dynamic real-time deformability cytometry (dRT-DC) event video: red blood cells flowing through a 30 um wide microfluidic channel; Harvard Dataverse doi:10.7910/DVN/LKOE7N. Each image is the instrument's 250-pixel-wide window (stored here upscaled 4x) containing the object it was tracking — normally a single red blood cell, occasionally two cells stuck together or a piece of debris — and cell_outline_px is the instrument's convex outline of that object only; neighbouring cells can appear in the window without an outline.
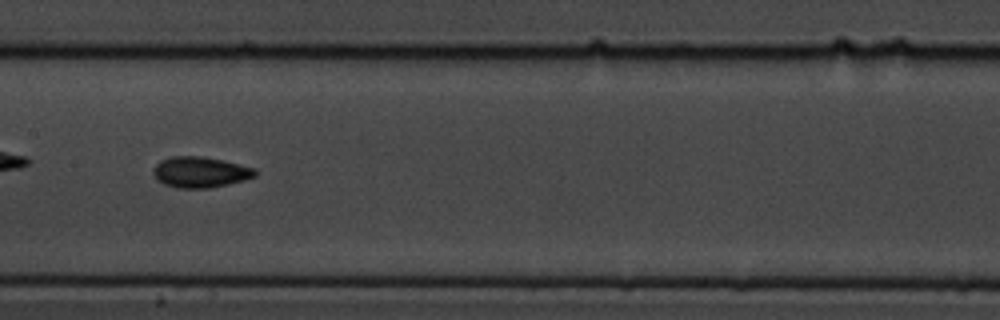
{"species": "common noctule bat (a hibernating species)", "species_latin": "Nyctalus noctula", "temperature_condition": "cold", "stored_images_in_passage": 38, "camera_frame_rate_fps": 3000, "um_per_image_px": 0.085, "animal": {"sex": "male", "body_mass_g": 19.5, "forearm_length_mm": 54.6}, "frame": {"image": 1, "passage_image": 12, "time_ms": 3.667, "image_size_px": [1000, 320], "cell_outline_px": [[256, 176], [244, 180], [228, 184], [208, 188], [176, 188], [164, 184], [152, 172], [152, 168], [160, 160], [172, 156], [200, 156], [220, 160], [256, 168]], "centroid_in_image_um": [17.01, 14.63], "position_along_channel_um": 190.4, "area_um2": 18.15}}
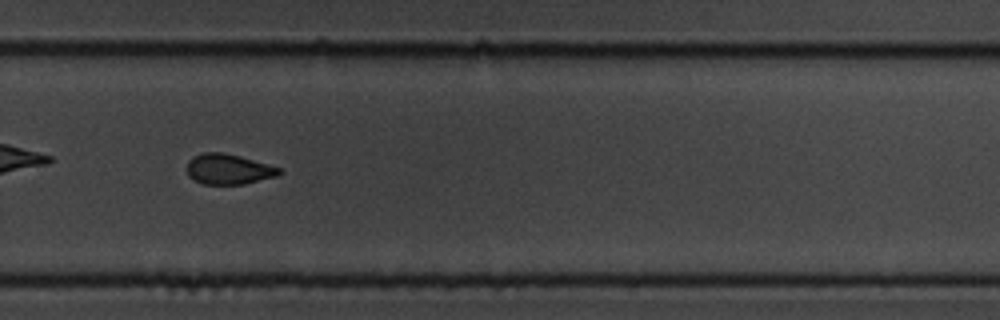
{"frame": {"image": 2, "passage_image": 22, "time_ms": 7.0, "image_size_px": [1000, 320], "cell_outline_px": [[284, 172], [276, 176], [244, 184], [204, 184], [192, 180], [188, 176], [184, 168], [188, 160], [192, 156], [204, 152], [224, 152], [240, 156], [280, 168]], "centroid_in_image_um": [19.35, 14.37], "position_along_channel_um": 310.5, "area_um2": 16.59}, "authors_computed_cell_mechanics": {"area_um2": 16.9065, "velocity_mm_per_s": 3.6163, "shape_relaxation_time_tau1_ms": 4.8658, "shape_relaxation_time_tau2_ms": 3.6606, "deformation_change_tau1": 0.1076, "deformation_change_tau2": 0.0742}}